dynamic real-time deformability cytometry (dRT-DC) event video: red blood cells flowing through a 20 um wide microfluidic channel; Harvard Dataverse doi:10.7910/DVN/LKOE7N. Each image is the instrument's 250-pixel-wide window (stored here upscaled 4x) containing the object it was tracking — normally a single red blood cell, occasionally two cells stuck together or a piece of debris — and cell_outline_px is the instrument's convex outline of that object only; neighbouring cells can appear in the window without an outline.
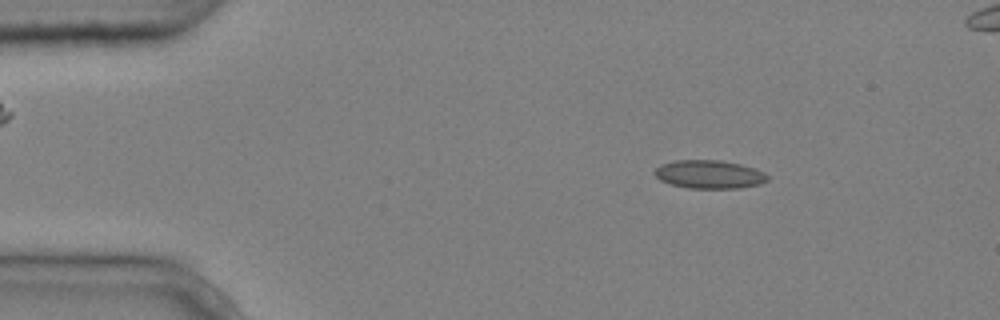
{"species": "common noctule bat (a hibernating species)", "species_latin": "Nyctalus noctula", "temperature_condition": "cold", "stored_images_in_passage": 4, "camera_frame_rate_fps": 3000, "um_per_image_px": 0.085, "animal": {"sex": "male", "body_mass_g": 20.4}, "frame": {"image": 1, "passage_image": 1, "time_ms": 0.0, "image_size_px": [1000, 320], "cell_outline_px": [[768, 180], [760, 184], [740, 188], [688, 188], [672, 184], [660, 180], [652, 172], [660, 164], [676, 160], [720, 160], [740, 164], [756, 168], [764, 172], [768, 176]], "centroid_in_image_um": [60.29, 14.81], "position_along_channel_um": 24.7, "area_um2": 18.73}}